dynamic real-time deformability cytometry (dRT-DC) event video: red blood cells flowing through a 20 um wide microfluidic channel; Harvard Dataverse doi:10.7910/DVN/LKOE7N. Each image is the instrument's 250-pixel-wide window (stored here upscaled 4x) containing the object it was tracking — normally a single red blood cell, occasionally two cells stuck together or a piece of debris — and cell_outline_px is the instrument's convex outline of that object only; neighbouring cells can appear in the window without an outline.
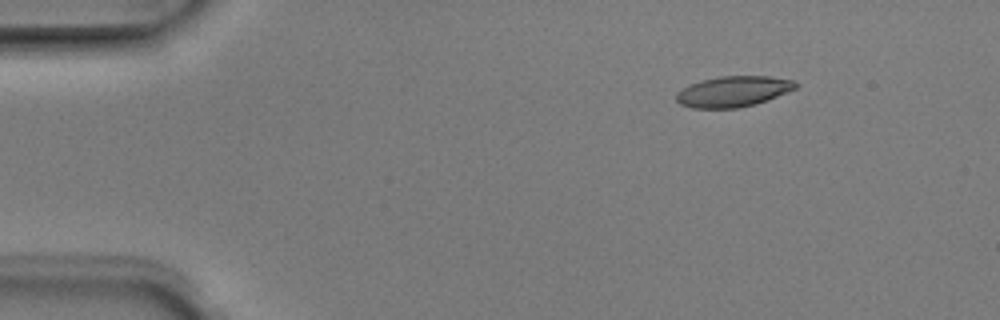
{"species": "Egyptian fruit bat (a non-hibernating species)", "species_latin": "Rousettus aegyptiacus", "temperature_condition": "room temperature", "stored_images_in_passage": 4, "camera_frame_rate_fps": 3000, "um_per_image_px": 0.085, "animal": {"sex": "male"}, "frame": {"image": 1, "passage_image": 1, "time_ms": 0.0, "image_size_px": [1000, 320], "cell_outline_px": [[800, 84], [796, 88], [788, 92], [752, 104], [736, 108], [692, 108], [680, 104], [676, 100], [676, 92], [688, 84], [720, 76], [768, 76], [792, 80]], "centroid_in_image_um": [62.29, 7.77], "position_along_channel_um": 22.7, "area_um2": 21.15}}
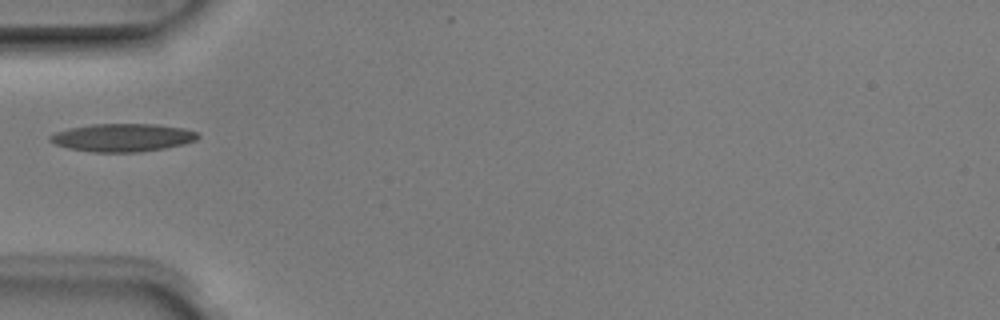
{"frame": {"image": 2, "passage_image": 4, "time_ms": 1.0, "image_size_px": [1000, 320], "cell_outline_px": [[200, 136], [196, 140], [184, 144], [164, 148], [140, 152], [92, 152], [68, 148], [56, 144], [48, 140], [48, 136], [56, 132], [68, 128], [92, 124], [156, 124], [184, 128], [196, 132]], "centroid_in_image_um": [10.41, 11.69], "position_along_channel_um": 74.6, "area_um2": 24.16}}